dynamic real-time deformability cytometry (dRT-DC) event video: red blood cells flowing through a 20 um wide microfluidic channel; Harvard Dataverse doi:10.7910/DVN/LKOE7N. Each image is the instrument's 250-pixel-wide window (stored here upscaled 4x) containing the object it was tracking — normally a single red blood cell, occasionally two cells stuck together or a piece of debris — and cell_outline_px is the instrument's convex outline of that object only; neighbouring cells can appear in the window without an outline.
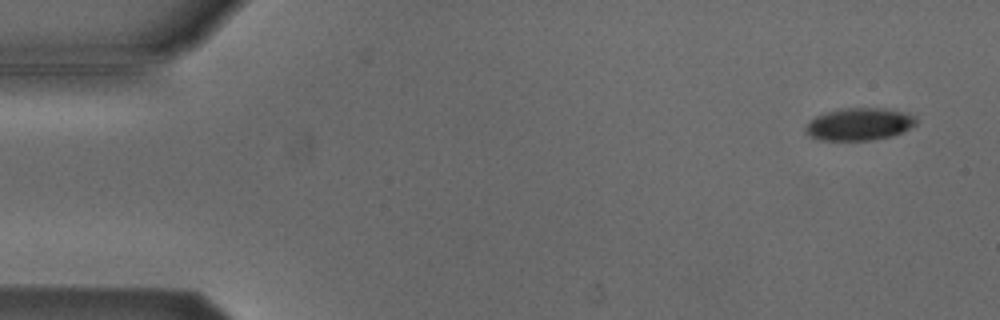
{"species": "Egyptian fruit bat (a non-hibernating species)", "species_latin": "Rousettus aegyptiacus", "temperature_condition": "cold", "stored_images_in_passage": 15, "camera_frame_rate_fps": 3000, "um_per_image_px": 0.085, "animal": {"sex": "male"}, "frame": {"image": 1, "passage_image": 3, "time_ms": 0.667, "image_size_px": [1000, 320], "cell_outline_px": [[916, 124], [892, 136], [872, 140], [820, 140], [808, 136], [808, 124], [816, 116], [828, 112], [844, 108], [884, 108], [908, 112], [916, 116]], "centroid_in_image_um": [73.09, 10.55], "position_along_channel_um": 11.9, "area_um2": 20.63}}